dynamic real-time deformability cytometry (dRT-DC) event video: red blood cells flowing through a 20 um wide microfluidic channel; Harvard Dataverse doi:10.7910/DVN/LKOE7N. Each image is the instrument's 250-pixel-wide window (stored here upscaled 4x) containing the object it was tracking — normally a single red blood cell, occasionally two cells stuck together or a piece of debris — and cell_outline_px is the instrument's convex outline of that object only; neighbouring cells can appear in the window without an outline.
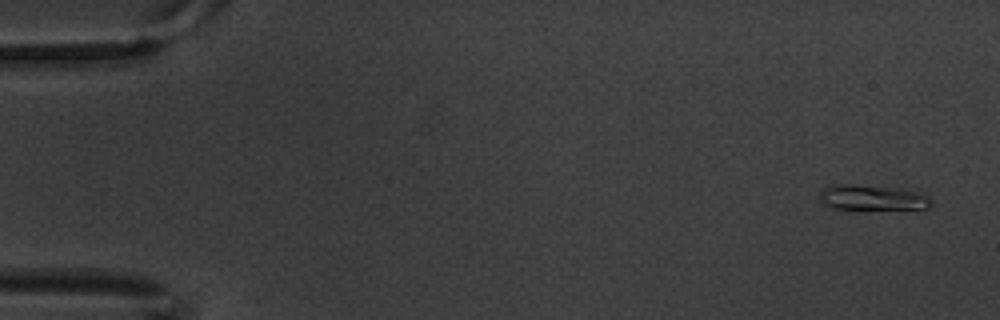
{"species": "common noctule bat (a hibernating species)", "species_latin": "Nyctalus noctula", "temperature_condition": "warm", "stored_images_in_passage": 6, "camera_frame_rate_fps": 3000, "um_per_image_px": 0.085, "animal": {"sex": "male", "body_mass_g": 20.1, "forearm_length_mm": 53.5}, "frame": {"image": 1, "passage_image": 1, "time_ms": 0.0, "image_size_px": [1000, 320], "cell_outline_px": [[932, 204], [928, 208], [832, 208], [820, 204], [820, 192], [824, 188], [832, 184], [844, 184], [904, 188], [916, 192], [924, 196]], "centroid_in_image_um": [74.05, 16.78], "position_along_channel_um": 11.0, "area_um2": 16.01}}